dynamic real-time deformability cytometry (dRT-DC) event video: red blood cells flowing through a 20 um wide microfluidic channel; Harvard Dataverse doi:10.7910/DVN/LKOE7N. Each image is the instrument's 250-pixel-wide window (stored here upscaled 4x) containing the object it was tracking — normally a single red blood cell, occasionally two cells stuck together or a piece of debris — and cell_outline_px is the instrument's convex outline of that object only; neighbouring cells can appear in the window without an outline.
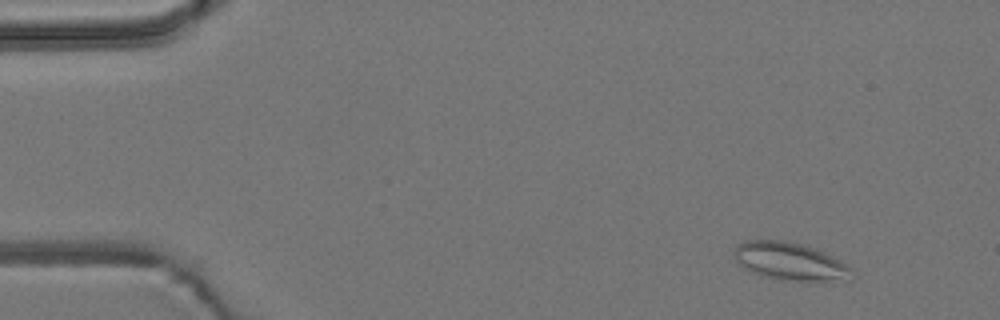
{"species": "common noctule bat (a hibernating species)", "species_latin": "Nyctalus noctula", "temperature_condition": "room temperature", "stored_images_in_passage": 6, "camera_frame_rate_fps": 3000, "um_per_image_px": 0.085, "animal": {"sex": "male", "body_mass_g": 19.2, "forearm_length_mm": 51.8}, "frame": {"image": 1, "passage_image": 2, "time_ms": 1.333, "image_size_px": [1000, 320], "cell_outline_px": [[856, 276], [852, 280], [780, 280], [764, 276], [752, 272], [744, 268], [736, 260], [732, 252], [744, 240], [784, 240], [816, 248], [848, 264], [856, 272]], "centroid_in_image_um": [67.21, 22.22], "position_along_channel_um": 17.8, "area_um2": 26.07}}
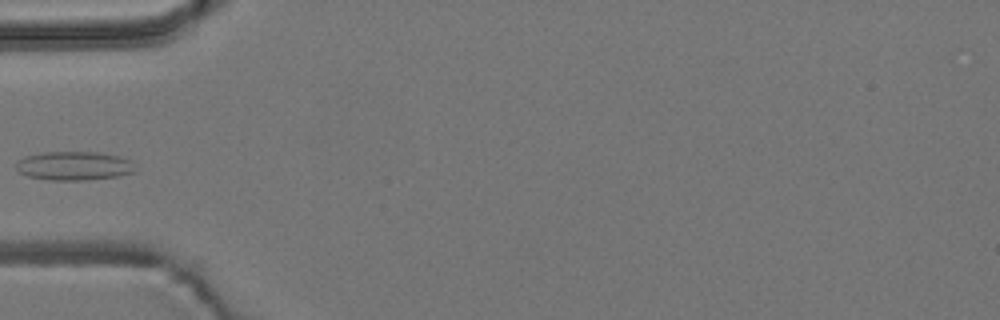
{"frame": {"image": 2, "passage_image": 6, "time_ms": 5.667, "image_size_px": [1000, 320], "cell_outline_px": [[136, 172], [120, 176], [84, 180], [52, 180], [28, 176], [20, 172], [16, 168], [16, 164], [24, 156], [44, 152], [100, 152], [120, 156], [132, 160]], "centroid_in_image_um": [6.35, 14.09], "position_along_channel_um": 78.6, "area_um2": 20.11}}